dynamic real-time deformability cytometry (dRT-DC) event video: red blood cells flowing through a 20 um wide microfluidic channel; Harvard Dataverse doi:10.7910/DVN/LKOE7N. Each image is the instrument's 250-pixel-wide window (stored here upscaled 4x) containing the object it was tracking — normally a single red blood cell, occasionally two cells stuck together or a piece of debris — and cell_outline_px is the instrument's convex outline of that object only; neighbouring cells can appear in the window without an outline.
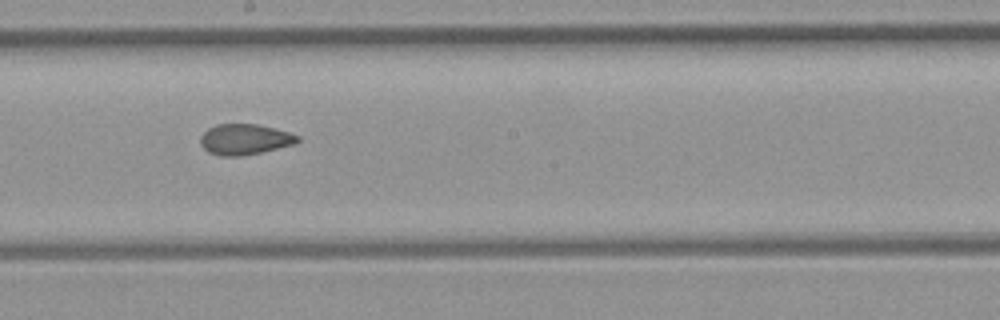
{"species": "common noctule bat (a hibernating species)", "species_latin": "Nyctalus noctula", "temperature_condition": "room temperature", "stored_images_in_passage": 14, "camera_frame_rate_fps": 3000, "um_per_image_px": 0.085, "animal": {"sex": "female", "body_mass_g": 21.9}, "frame": {"image": 1, "passage_image": 8, "time_ms": 9.0, "image_size_px": [1000, 320], "cell_outline_px": [[300, 140], [296, 144], [260, 152], [240, 156], [220, 156], [208, 152], [200, 144], [200, 136], [208, 128], [216, 124], [256, 124], [288, 132], [300, 136]], "centroid_in_image_um": [20.79, 11.85], "position_along_channel_um": 227.4, "area_um2": 17.34}}
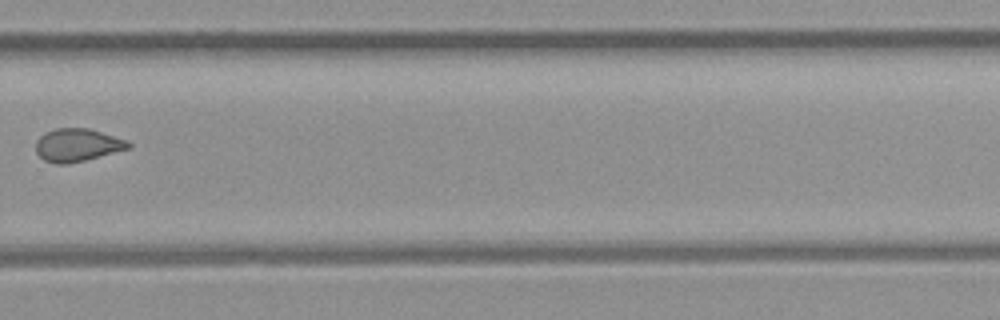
{"frame": {"image": 2, "passage_image": 10, "time_ms": 11.333, "image_size_px": [1000, 320], "cell_outline_px": [[132, 148], [68, 164], [56, 164], [44, 160], [36, 152], [36, 140], [40, 136], [56, 128], [88, 128], [124, 140], [132, 144]], "centroid_in_image_um": [6.56, 12.34], "position_along_channel_um": 323.2, "area_um2": 17.51}, "authors_computed_cell_mechanics": {"area_um2": 18.6116, "velocity_mm_per_s": 2.9494, "shape_relaxation_time_tau1_ms": null, "shape_relaxation_time_tau2_ms": 0.709, "deformation_change_tau1": null, "deformation_change_tau2": 0.0361}}